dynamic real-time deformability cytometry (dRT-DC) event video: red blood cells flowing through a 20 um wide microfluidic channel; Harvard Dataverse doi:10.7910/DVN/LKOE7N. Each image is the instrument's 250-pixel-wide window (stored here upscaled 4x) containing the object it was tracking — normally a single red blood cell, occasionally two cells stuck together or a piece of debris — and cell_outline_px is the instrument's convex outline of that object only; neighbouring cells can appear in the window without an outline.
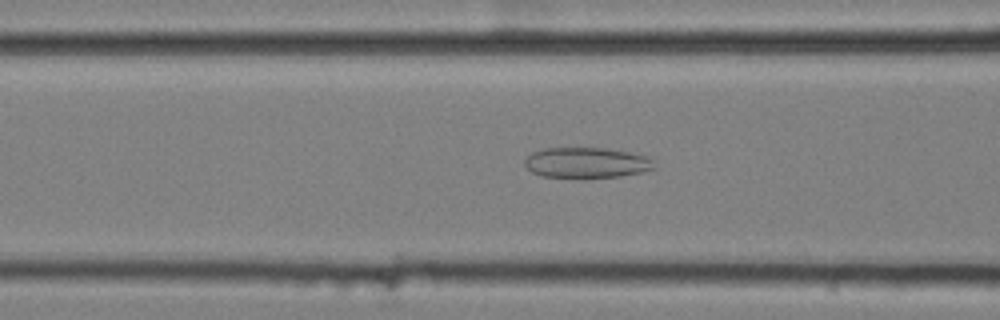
{"species": "common noctule bat (a hibernating species)", "species_latin": "Nyctalus noctula", "temperature_condition": "cold", "stored_images_in_passage": 46, "camera_frame_rate_fps": 3000, "um_per_image_px": 0.085, "animal": {"sex": "female", "body_mass_g": 25.1}, "frame": {"image": 1, "passage_image": 18, "time_ms": 5.667, "image_size_px": [1000, 320], "cell_outline_px": [[656, 168], [640, 172], [620, 176], [544, 176], [532, 172], [524, 164], [524, 160], [532, 152], [544, 148], [604, 148], [632, 152], [648, 156], [652, 160]], "centroid_in_image_um": [49.88, 13.8], "position_along_channel_um": 116.7, "area_um2": 22.6}}
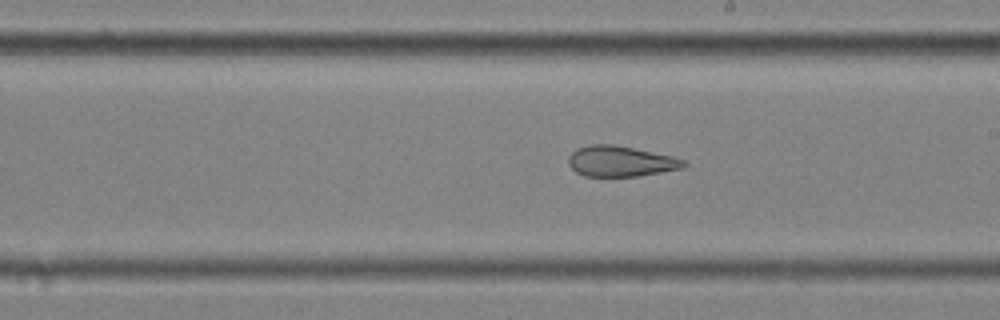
{"frame": {"image": 2, "passage_image": 28, "time_ms": 9.0, "image_size_px": [1000, 320], "cell_outline_px": [[688, 164], [684, 168], [636, 176], [584, 176], [576, 172], [568, 164], [568, 156], [576, 148], [588, 144], [612, 144], [672, 156], [684, 160]], "centroid_in_image_um": [52.72, 13.7], "position_along_channel_um": 236.3, "area_um2": 20.52}}
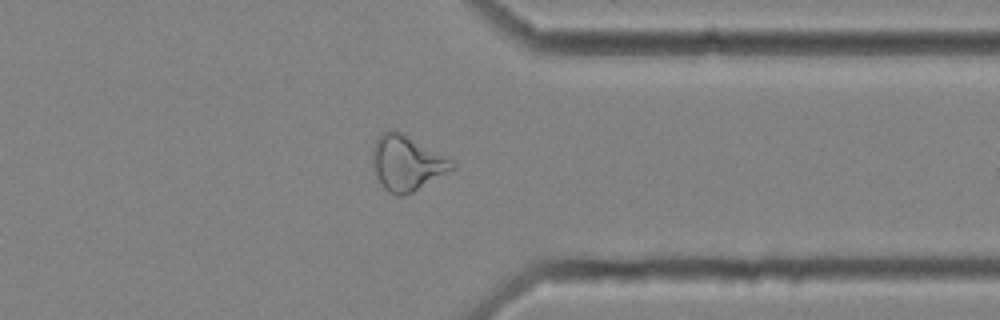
{"frame": {"image": 3, "passage_image": 40, "time_ms": 13.0, "image_size_px": [1000, 320], "cell_outline_px": [[456, 168], [412, 192], [404, 196], [396, 196], [388, 192], [384, 188], [372, 164], [372, 148], [376, 140], [384, 132], [396, 128], [456, 160]], "centroid_in_image_um": [34.63, 13.82], "position_along_channel_um": 376.8, "area_um2": 26.01}, "authors_computed_cell_mechanics": {"area_um2": 24.6806, "velocity_mm_per_s": 3.5882, "shape_relaxation_time_tau1_ms": null, "shape_relaxation_time_tau2_ms": 2.2095, "deformation_change_tau1": null, "deformation_change_tau2": 0.1028}}